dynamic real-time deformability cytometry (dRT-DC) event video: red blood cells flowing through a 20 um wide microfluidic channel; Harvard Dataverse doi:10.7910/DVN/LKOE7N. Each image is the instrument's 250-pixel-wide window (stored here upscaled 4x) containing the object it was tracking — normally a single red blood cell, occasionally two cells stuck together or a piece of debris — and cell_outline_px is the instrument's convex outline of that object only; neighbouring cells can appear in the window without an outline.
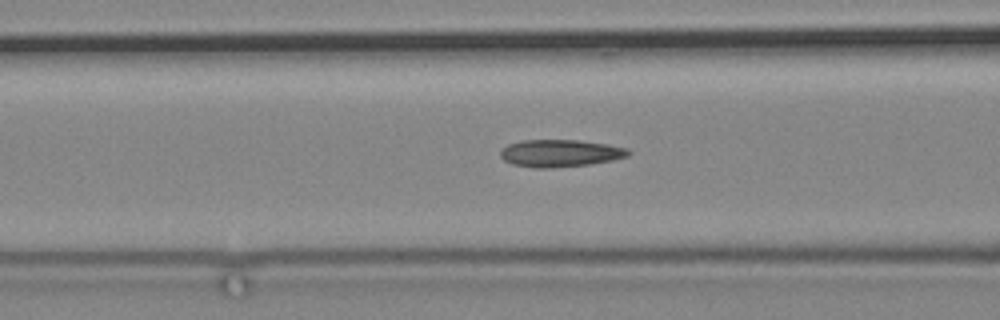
{"species": "common noctule bat (a hibernating species)", "species_latin": "Nyctalus noctula", "temperature_condition": "cold", "stored_images_in_passage": 45, "camera_frame_rate_fps": 3000, "um_per_image_px": 0.085, "animal": {"sex": "male", "body_mass_g": 19.2, "forearm_length_mm": 51.8}, "frame": {"image": 1, "passage_image": 7, "time_ms": 2.0, "image_size_px": [1000, 320], "cell_outline_px": [[632, 152], [628, 156], [612, 160], [592, 164], [552, 168], [536, 168], [512, 164], [504, 160], [500, 156], [500, 152], [508, 144], [520, 140], [580, 140], [608, 144], [628, 148]], "centroid_in_image_um": [47.64, 13.02], "position_along_channel_um": 119.0, "area_um2": 20.52}}
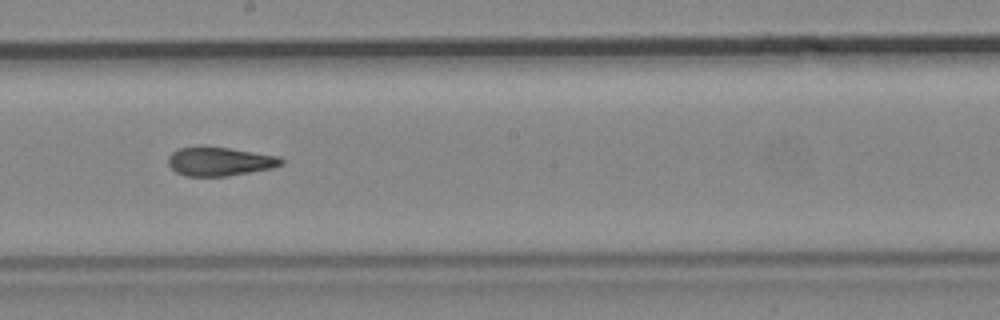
{"frame": {"image": 2, "passage_image": 17, "time_ms": 5.333, "image_size_px": [1000, 320], "cell_outline_px": [[284, 164], [272, 168], [228, 176], [188, 176], [176, 172], [168, 164], [168, 156], [172, 152], [180, 148], [200, 144], [228, 148], [280, 156], [284, 160]], "centroid_in_image_um": [18.66, 13.7], "position_along_channel_um": 229.5, "area_um2": 19.31}}
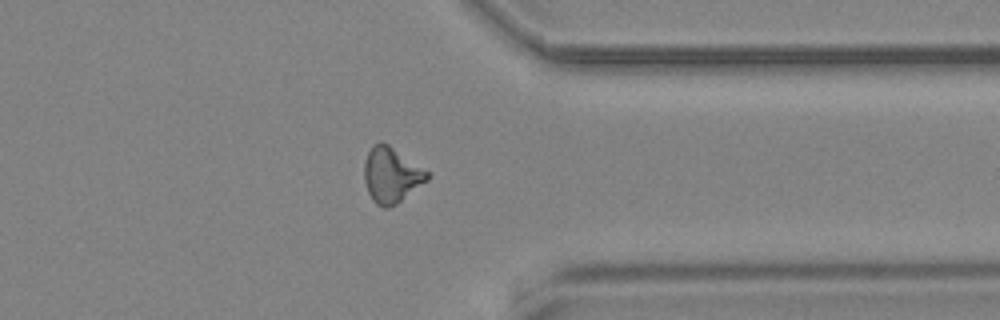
{"frame": {"image": 3, "passage_image": 31, "time_ms": 10.0, "image_size_px": [1000, 320], "cell_outline_px": [[432, 172], [428, 180], [396, 204], [388, 208], [384, 208], [376, 204], [372, 200], [368, 192], [364, 180], [364, 164], [368, 152], [372, 144], [380, 140], [388, 144]], "centroid_in_image_um": [33.28, 14.85], "position_along_channel_um": 378.1, "area_um2": 20.69}}